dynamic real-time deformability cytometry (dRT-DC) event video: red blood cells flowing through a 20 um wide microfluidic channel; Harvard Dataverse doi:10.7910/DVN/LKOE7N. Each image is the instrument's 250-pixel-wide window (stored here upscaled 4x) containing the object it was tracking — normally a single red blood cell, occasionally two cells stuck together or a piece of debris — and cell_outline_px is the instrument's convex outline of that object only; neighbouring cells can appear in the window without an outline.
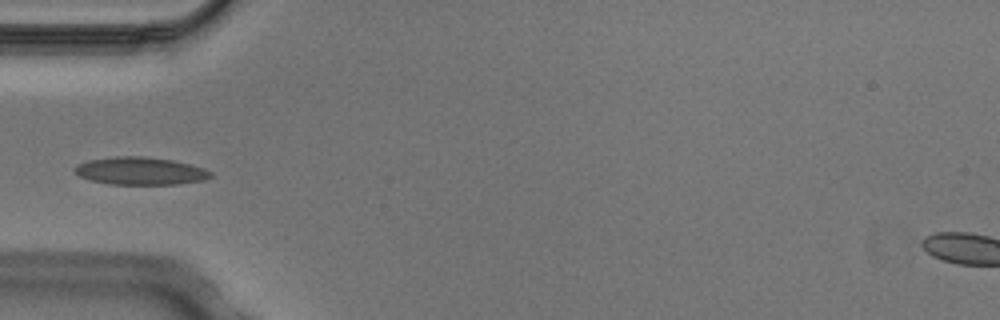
{"species": "Egyptian fruit bat (a non-hibernating species)", "species_latin": "Rousettus aegyptiacus", "temperature_condition": "cold", "stored_images_in_passage": 6, "camera_frame_rate_fps": 3000, "um_per_image_px": 0.085, "animal": {"sex": "male"}, "frame": {"image": 1, "passage_image": 5, "time_ms": 1.333, "image_size_px": [1000, 320], "cell_outline_px": [[212, 176], [204, 180], [176, 184], [112, 184], [92, 180], [80, 176], [72, 168], [88, 160], [116, 156], [144, 156], [172, 160], [204, 168], [212, 172]], "centroid_in_image_um": [11.95, 14.52], "position_along_channel_um": 73.1, "area_um2": 21.68}}
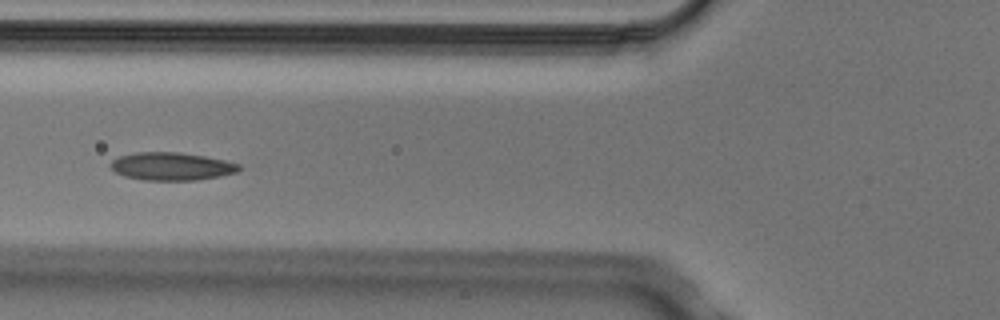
{"frame": {"image": 2, "passage_image": 6, "time_ms": 1.667, "image_size_px": [1000, 320], "cell_outline_px": [[244, 168], [236, 172], [220, 176], [196, 180], [144, 180], [124, 176], [116, 172], [112, 168], [112, 160], [120, 156], [136, 152], [180, 152], [204, 156], [224, 160], [240, 164]], "centroid_in_image_um": [14.62, 14.14], "position_along_channel_um": 111.2, "area_um2": 20.81}}